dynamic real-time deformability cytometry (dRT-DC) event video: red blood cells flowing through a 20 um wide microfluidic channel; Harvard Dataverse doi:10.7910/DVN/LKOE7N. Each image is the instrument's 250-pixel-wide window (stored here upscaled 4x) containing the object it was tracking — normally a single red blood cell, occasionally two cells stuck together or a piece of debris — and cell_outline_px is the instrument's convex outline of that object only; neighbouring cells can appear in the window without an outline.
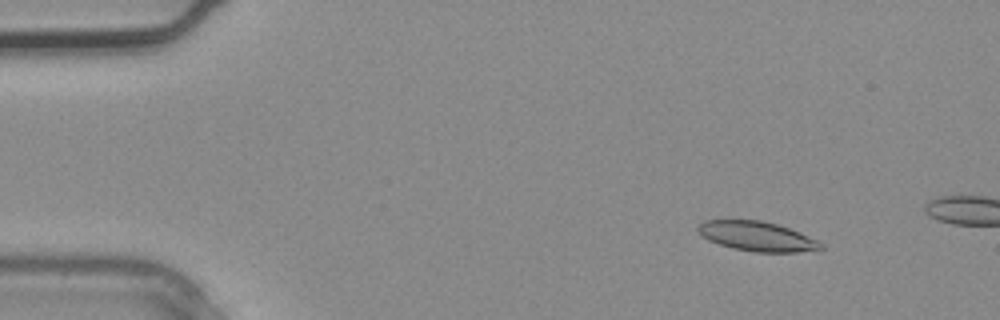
{"species": "common noctule bat (a hibernating species)", "species_latin": "Nyctalus noctula", "temperature_condition": "warm", "stored_images_in_passage": 4, "camera_frame_rate_fps": 3000, "um_per_image_px": 0.085, "animal": {"sex": "male", "body_mass_g": 20.4}, "frame": {"image": 1, "passage_image": 4, "time_ms": 1.0, "image_size_px": [1000, 320], "cell_outline_px": [[824, 248], [796, 252], [756, 252], [732, 248], [708, 240], [696, 228], [704, 220], [760, 220], [776, 224], [788, 228], [816, 240], [824, 244]], "centroid_in_image_um": [64.33, 20.09], "position_along_channel_um": 20.7, "area_um2": 20.81}}